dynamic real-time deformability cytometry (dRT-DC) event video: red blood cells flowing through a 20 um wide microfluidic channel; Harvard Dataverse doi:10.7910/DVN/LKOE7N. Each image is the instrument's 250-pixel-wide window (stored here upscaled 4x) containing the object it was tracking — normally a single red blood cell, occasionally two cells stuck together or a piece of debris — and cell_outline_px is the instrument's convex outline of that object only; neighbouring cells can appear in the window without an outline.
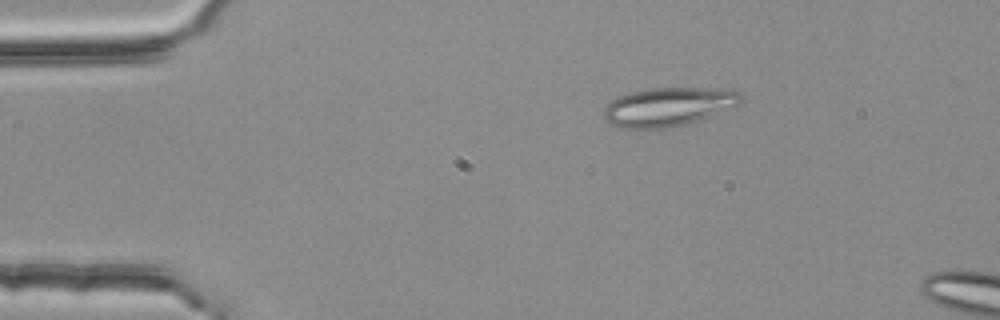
{"species": "common noctule bat (a hibernating species)", "species_latin": "Nyctalus noctula", "temperature_condition": "room temperature", "stored_images_in_passage": 5, "camera_frame_rate_fps": 3000, "um_per_image_px": 0.085, "animal": {"sex": "female", "body_mass_g": 25.1}, "frame": {"image": 1, "passage_image": 3, "time_ms": 0.667, "image_size_px": [1000, 320], "cell_outline_px": [[744, 100], [736, 108], [688, 124], [664, 128], [616, 128], [608, 124], [604, 120], [604, 108], [612, 100], [620, 96], [632, 92], [648, 88], [700, 88], [736, 92]], "centroid_in_image_um": [56.79, 9.1], "position_along_channel_um": 28.2, "area_um2": 31.04}}